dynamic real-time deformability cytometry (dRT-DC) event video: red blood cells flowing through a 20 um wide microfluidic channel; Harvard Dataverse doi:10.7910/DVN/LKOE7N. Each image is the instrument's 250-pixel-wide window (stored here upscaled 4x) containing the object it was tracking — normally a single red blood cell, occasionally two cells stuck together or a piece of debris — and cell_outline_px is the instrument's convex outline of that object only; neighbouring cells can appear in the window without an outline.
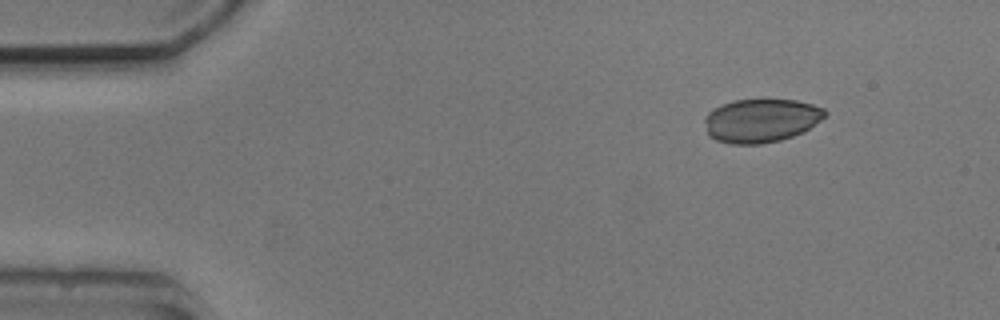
{"species": "common noctule bat (a hibernating species)", "species_latin": "Nyctalus noctula", "temperature_condition": "cold", "stored_images_in_passage": 4, "camera_frame_rate_fps": 3000, "um_per_image_px": 0.085, "animal": {"sex": "male", "body_mass_g": 20.5, "forearm_length_mm": 52.5}, "frame": {"image": 1, "passage_image": 1, "time_ms": 0.0, "image_size_px": [1000, 320], "cell_outline_px": [[828, 112], [820, 120], [804, 132], [780, 140], [760, 144], [732, 144], [716, 140], [708, 136], [704, 120], [704, 116], [712, 108], [732, 100], [796, 100], [812, 104], [824, 108]], "centroid_in_image_um": [64.66, 10.24], "position_along_channel_um": 20.3, "area_um2": 30.69}}